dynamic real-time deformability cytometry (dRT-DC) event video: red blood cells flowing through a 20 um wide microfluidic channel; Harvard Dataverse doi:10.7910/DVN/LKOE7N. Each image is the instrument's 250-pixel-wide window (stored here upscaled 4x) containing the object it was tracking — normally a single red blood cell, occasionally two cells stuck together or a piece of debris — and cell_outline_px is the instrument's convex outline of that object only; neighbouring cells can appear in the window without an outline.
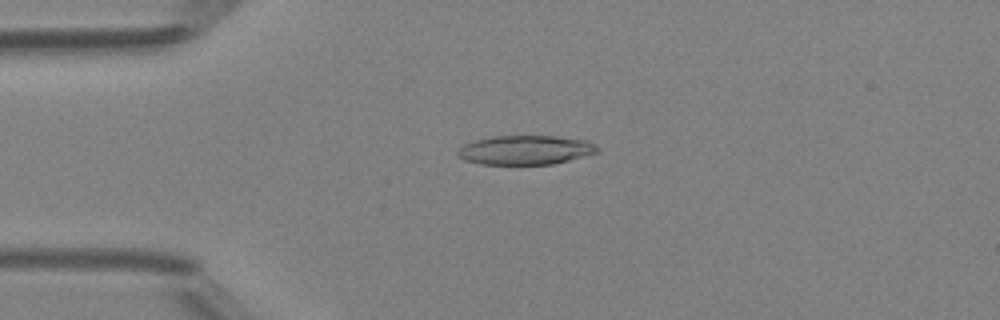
{"species": "Egyptian fruit bat (a non-hibernating species)", "species_latin": "Rousettus aegyptiacus", "temperature_condition": "room temperature", "stored_images_in_passage": 38, "camera_frame_rate_fps": 3000, "um_per_image_px": 0.085, "animal": {"sex": "female"}, "frame": {"image": 1, "passage_image": 1, "time_ms": 0.0, "image_size_px": [1000, 320], "cell_outline_px": [[600, 152], [552, 164], [480, 164], [464, 160], [456, 156], [456, 152], [464, 144], [476, 140], [492, 136], [556, 136], [588, 140], [596, 144], [600, 148]], "centroid_in_image_um": [44.68, 12.75], "position_along_channel_um": 40.3, "area_um2": 23.93}}
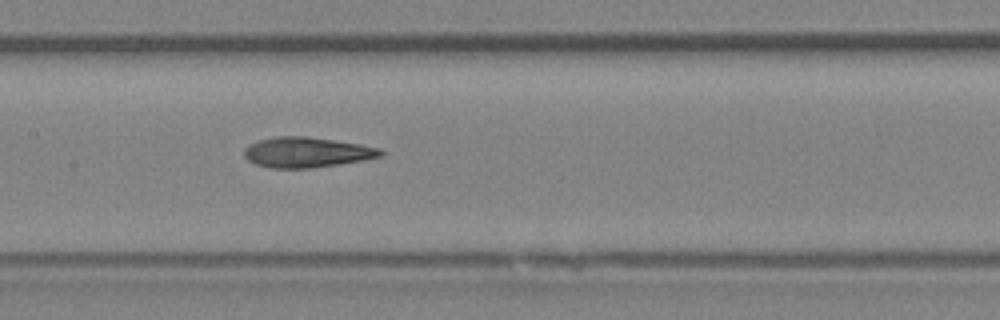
{"frame": {"image": 2, "passage_image": 13, "time_ms": 4.0, "image_size_px": [1000, 320], "cell_outline_px": [[384, 152], [380, 156], [364, 160], [308, 168], [268, 168], [256, 164], [248, 160], [244, 156], [244, 148], [248, 144], [256, 140], [276, 136], [304, 136], [360, 144], [380, 148]], "centroid_in_image_um": [26.01, 12.94], "position_along_channel_um": 181.4, "area_um2": 23.99}}
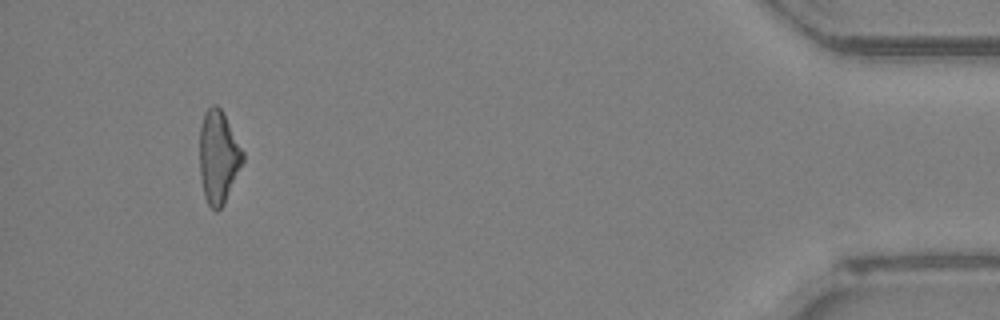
{"frame": {"image": 3, "passage_image": 35, "time_ms": 11.333, "image_size_px": [1000, 320], "cell_outline_px": [[244, 160], [224, 204], [216, 212], [208, 204], [204, 196], [200, 176], [200, 124], [204, 112], [212, 104], [216, 104], [220, 108], [244, 152]], "centroid_in_image_um": [18.55, 13.34], "position_along_channel_um": 416.6, "area_um2": 23.24}, "authors_computed_cell_mechanics": {"area_um2": 23.698, "velocity_mm_per_s": 4.1909, "shape_relaxation_time_tau1_ms": null, "shape_relaxation_time_tau2_ms": 3.0764, "deformation_change_tau1": null, "deformation_change_tau2": 0.1353}}